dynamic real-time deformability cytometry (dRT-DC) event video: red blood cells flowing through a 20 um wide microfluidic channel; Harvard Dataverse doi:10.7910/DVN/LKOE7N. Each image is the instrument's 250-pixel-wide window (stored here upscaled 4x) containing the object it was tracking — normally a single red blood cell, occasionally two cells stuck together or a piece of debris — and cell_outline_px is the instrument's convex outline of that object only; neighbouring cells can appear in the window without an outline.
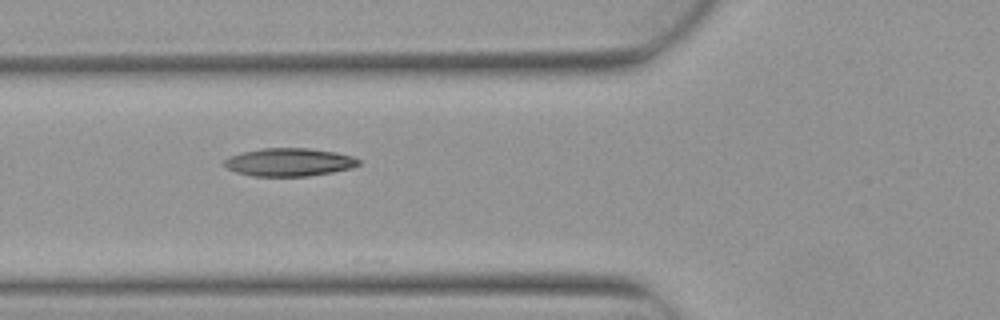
{"species": "Egyptian fruit bat (a non-hibernating species)", "species_latin": "Rousettus aegyptiacus", "temperature_condition": "warm", "stored_images_in_passage": 3, "camera_frame_rate_fps": 3000, "um_per_image_px": 0.085, "animal": {"sex": "female"}, "frame": {"image": 1, "passage_image": 3, "time_ms": 0.667, "image_size_px": [1000, 320], "cell_outline_px": [[360, 164], [352, 168], [332, 172], [308, 176], [252, 176], [236, 172], [220, 164], [228, 156], [244, 152], [264, 148], [308, 148], [336, 152], [352, 156], [360, 160]], "centroid_in_image_um": [24.57, 13.78], "position_along_channel_um": 101.2, "area_um2": 22.02}}